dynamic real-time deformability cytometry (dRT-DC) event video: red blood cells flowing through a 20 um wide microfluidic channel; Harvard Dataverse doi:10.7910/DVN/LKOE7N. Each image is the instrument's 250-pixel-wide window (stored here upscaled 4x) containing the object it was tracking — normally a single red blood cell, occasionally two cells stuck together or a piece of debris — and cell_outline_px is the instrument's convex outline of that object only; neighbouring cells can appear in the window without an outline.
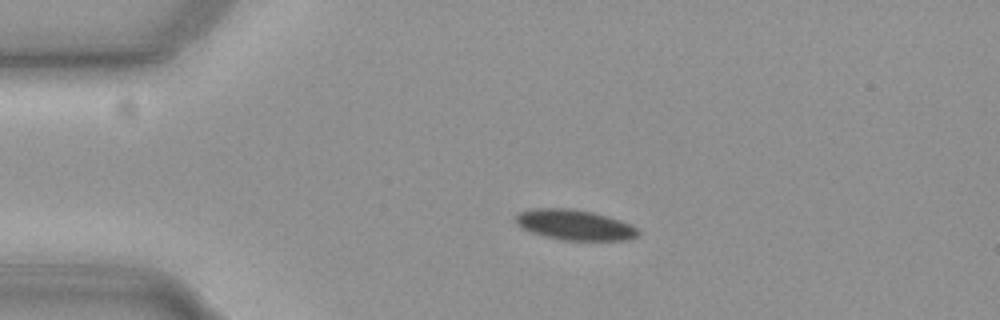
{"species": "common noctule bat (a hibernating species)", "species_latin": "Nyctalus noctula", "temperature_condition": "cold", "stored_images_in_passage": 45, "camera_frame_rate_fps": 3000, "um_per_image_px": 0.085, "animal": {"sex": "female", "body_mass_g": 19.3, "forearm_length_mm": 54.1}, "frame": {"image": 1, "passage_image": 1, "time_ms": 0.0, "image_size_px": [1000, 320], "cell_outline_px": [[640, 236], [628, 240], [560, 240], [544, 236], [532, 232], [516, 224], [516, 212], [532, 208], [572, 208], [592, 212], [608, 216], [620, 220], [636, 228], [640, 232]], "centroid_in_image_um": [48.84, 19.11], "position_along_channel_um": 36.2, "area_um2": 21.79}}
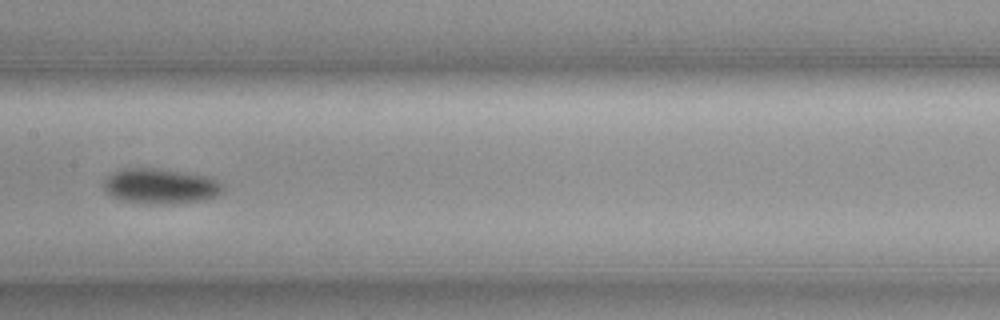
{"frame": {"image": 2, "passage_image": 17, "time_ms": 5.333, "image_size_px": [1000, 320], "cell_outline_px": [[224, 192], [216, 196], [204, 200], [176, 204], [152, 204], [120, 200], [112, 196], [104, 188], [104, 180], [108, 176], [124, 168], [152, 168], [208, 176], [224, 184]], "centroid_in_image_um": [13.69, 15.84], "position_along_channel_um": 193.7, "area_um2": 24.45}}
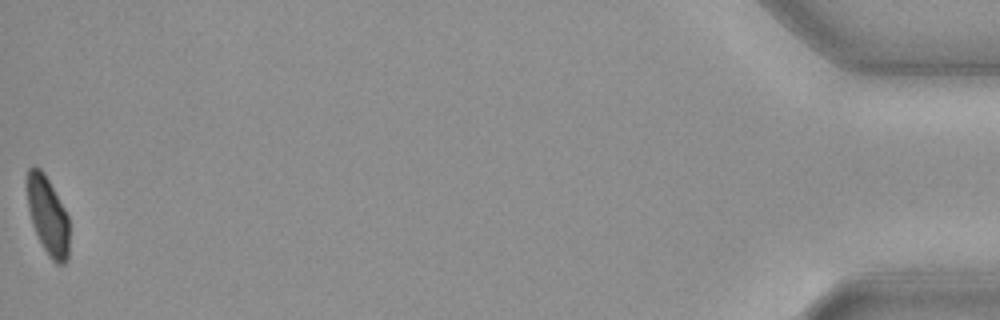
{"frame": {"image": 3, "passage_image": 45, "time_ms": 14.667, "image_size_px": [1000, 320], "cell_outline_px": [[68, 260], [64, 264], [56, 264], [48, 256], [32, 224], [28, 208], [28, 168], [40, 168], [44, 172], [64, 208], [68, 216]], "centroid_in_image_um": [4.08, 18.38], "position_along_channel_um": 431.1, "area_um2": 18.79}}